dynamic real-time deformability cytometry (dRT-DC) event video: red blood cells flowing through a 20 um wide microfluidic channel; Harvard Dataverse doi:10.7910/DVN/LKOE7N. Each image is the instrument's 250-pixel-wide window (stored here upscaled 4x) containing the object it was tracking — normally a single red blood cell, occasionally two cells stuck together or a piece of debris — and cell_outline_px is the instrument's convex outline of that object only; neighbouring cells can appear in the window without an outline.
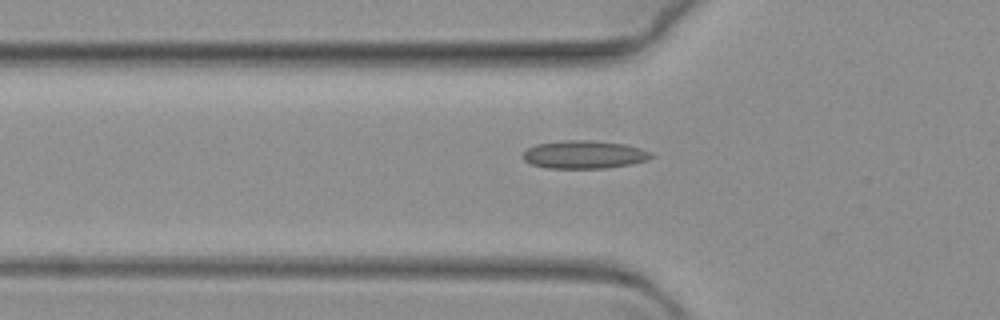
{"species": "common noctule bat (a hibernating species)", "species_latin": "Nyctalus noctula", "temperature_condition": "warm", "stored_images_in_passage": 38, "camera_frame_rate_fps": 3000, "um_per_image_px": 0.085, "animal": {"sex": "female", "body_mass_g": 19.3, "forearm_length_mm": 54.1}, "frame": {"image": 1, "passage_image": 3, "time_ms": 0.667, "image_size_px": [1000, 320], "cell_outline_px": [[656, 156], [648, 160], [628, 164], [604, 168], [548, 168], [532, 164], [524, 160], [524, 152], [528, 148], [536, 144], [564, 140], [596, 140], [624, 144], [640, 148], [652, 152]], "centroid_in_image_um": [49.69, 13.13], "position_along_channel_um": 76.1, "area_um2": 20.92}}
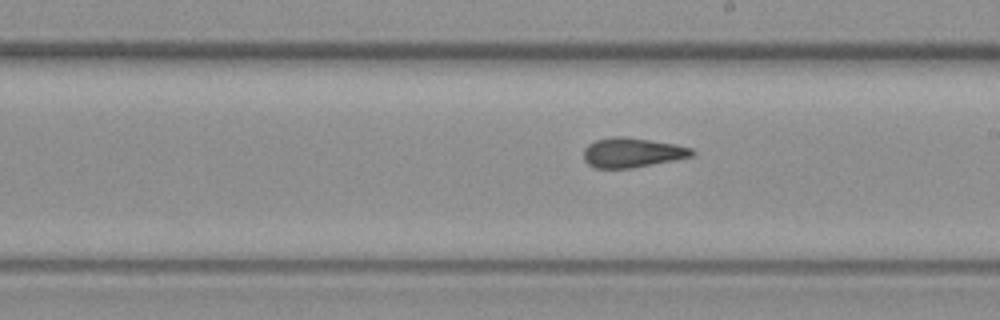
{"frame": {"image": 2, "passage_image": 18, "time_ms": 5.667, "image_size_px": [1000, 320], "cell_outline_px": [[696, 152], [692, 156], [632, 168], [596, 168], [588, 164], [584, 160], [584, 148], [588, 144], [596, 140], [612, 136], [624, 136], [676, 144], [692, 148]], "centroid_in_image_um": [53.72, 12.96], "position_along_channel_um": 235.3, "area_um2": 18.67}}
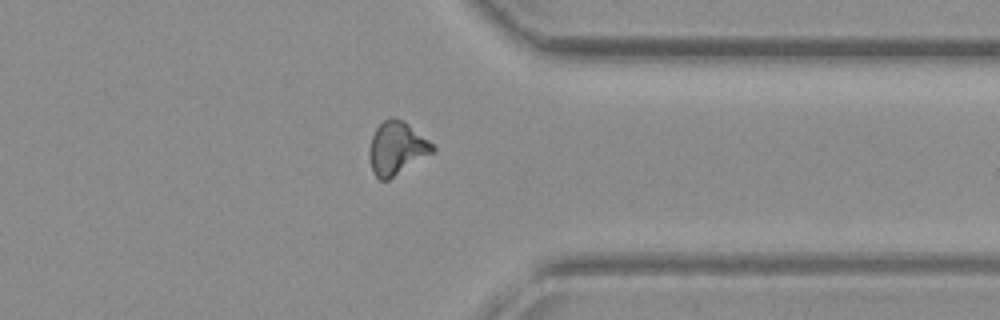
{"frame": {"image": 3, "passage_image": 32, "time_ms": 10.333, "image_size_px": [1000, 320], "cell_outline_px": [[436, 152], [388, 180], [380, 180], [372, 172], [368, 152], [372, 136], [376, 128], [384, 120], [392, 116], [396, 116], [404, 120], [428, 140], [436, 148]], "centroid_in_image_um": [33.73, 12.6], "position_along_channel_um": 377.7, "area_um2": 19.83}}